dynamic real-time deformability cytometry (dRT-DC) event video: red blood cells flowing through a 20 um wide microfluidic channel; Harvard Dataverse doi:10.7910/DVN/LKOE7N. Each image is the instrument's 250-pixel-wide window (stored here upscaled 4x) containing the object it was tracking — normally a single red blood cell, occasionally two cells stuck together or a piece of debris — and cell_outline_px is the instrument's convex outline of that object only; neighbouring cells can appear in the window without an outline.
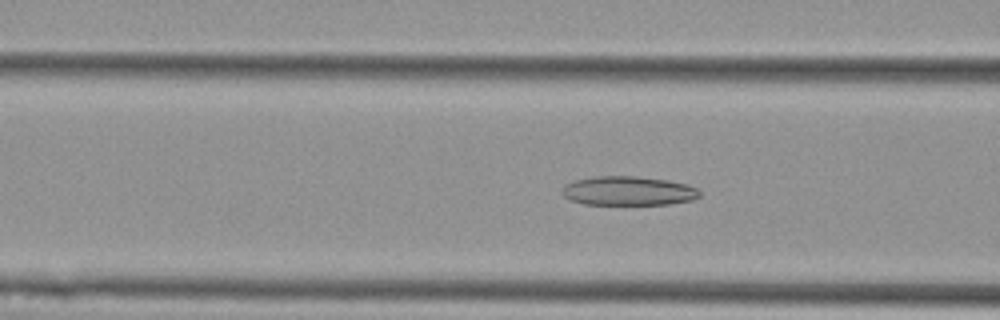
{"species": "Egyptian fruit bat (a non-hibernating species)", "species_latin": "Rousettus aegyptiacus", "temperature_condition": "cold", "stored_images_in_passage": 38, "camera_frame_rate_fps": 3000, "um_per_image_px": 0.085, "animal": {"sex": "female"}, "frame": {"image": 1, "passage_image": 4, "time_ms": 1.0, "image_size_px": [1000, 320], "cell_outline_px": [[700, 196], [692, 200], [668, 204], [584, 204], [568, 200], [560, 192], [564, 184], [572, 180], [596, 176], [636, 176], [668, 180], [684, 184], [696, 188], [700, 192]], "centroid_in_image_um": [53.33, 16.22], "position_along_channel_um": 113.3, "area_um2": 23.47}}
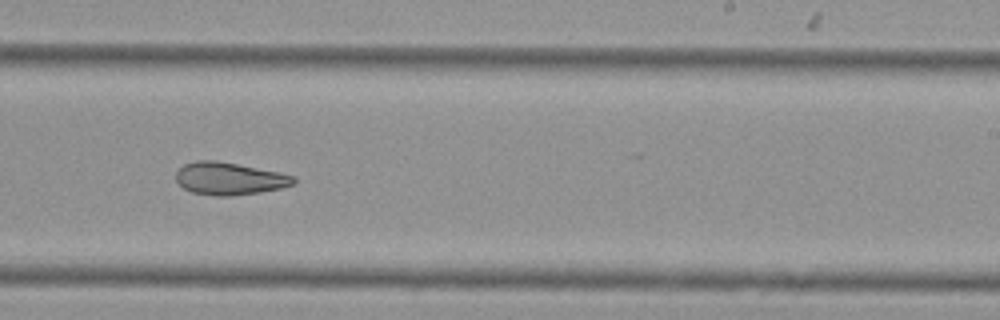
{"frame": {"image": 2, "passage_image": 17, "time_ms": 5.333, "image_size_px": [1000, 320], "cell_outline_px": [[296, 180], [292, 184], [280, 188], [260, 192], [228, 196], [216, 196], [192, 192], [184, 188], [176, 180], [176, 172], [184, 164], [196, 160], [216, 160], [280, 172], [296, 176]], "centroid_in_image_um": [19.49, 15.17], "position_along_channel_um": 269.5, "area_um2": 22.2}}
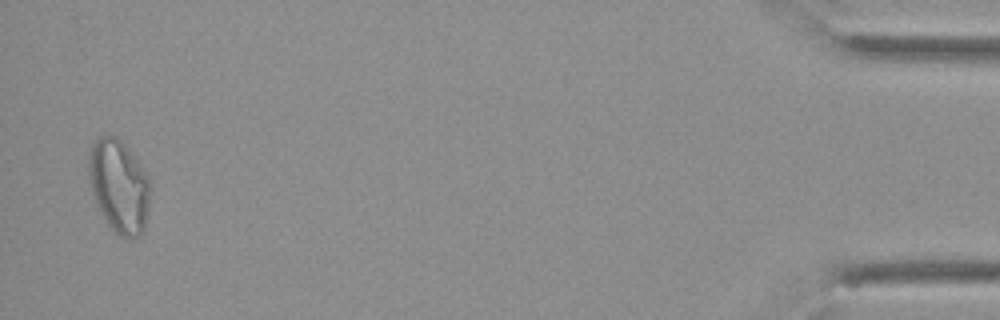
{"frame": {"image": 3, "passage_image": 37, "time_ms": 12.0, "image_size_px": [1000, 320], "cell_outline_px": [[152, 180], [148, 212], [144, 232], [140, 236], [120, 236], [108, 224], [100, 212], [92, 192], [88, 180], [88, 152], [92, 140], [100, 136], [116, 136], [128, 148], [144, 168]], "centroid_in_image_um": [10.12, 15.78], "position_along_channel_um": 425.1, "area_um2": 33.99}}